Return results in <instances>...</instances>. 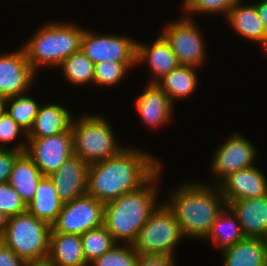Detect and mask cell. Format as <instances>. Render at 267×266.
<instances>
[{"label": "cell", "instance_id": "5bb4252c", "mask_svg": "<svg viewBox=\"0 0 267 266\" xmlns=\"http://www.w3.org/2000/svg\"><path fill=\"white\" fill-rule=\"evenodd\" d=\"M218 186L227 204L267 194V178L256 165L235 171Z\"/></svg>", "mask_w": 267, "mask_h": 266}, {"label": "cell", "instance_id": "d4e9b609", "mask_svg": "<svg viewBox=\"0 0 267 266\" xmlns=\"http://www.w3.org/2000/svg\"><path fill=\"white\" fill-rule=\"evenodd\" d=\"M197 69L194 66L179 65L158 80L156 84L168 95L173 103L176 100L188 98L198 86Z\"/></svg>", "mask_w": 267, "mask_h": 266}, {"label": "cell", "instance_id": "277c9868", "mask_svg": "<svg viewBox=\"0 0 267 266\" xmlns=\"http://www.w3.org/2000/svg\"><path fill=\"white\" fill-rule=\"evenodd\" d=\"M69 23V24H68ZM43 24L22 46L32 69L58 67L73 53L81 50L84 28L70 22Z\"/></svg>", "mask_w": 267, "mask_h": 266}, {"label": "cell", "instance_id": "d6986e66", "mask_svg": "<svg viewBox=\"0 0 267 266\" xmlns=\"http://www.w3.org/2000/svg\"><path fill=\"white\" fill-rule=\"evenodd\" d=\"M240 1L235 3L228 14L226 21L240 37L258 43L263 50L267 47V32L260 20L258 12L253 2L242 4Z\"/></svg>", "mask_w": 267, "mask_h": 266}, {"label": "cell", "instance_id": "f1b7e54d", "mask_svg": "<svg viewBox=\"0 0 267 266\" xmlns=\"http://www.w3.org/2000/svg\"><path fill=\"white\" fill-rule=\"evenodd\" d=\"M39 107V103L26 94L7 97L6 112L26 133L32 128Z\"/></svg>", "mask_w": 267, "mask_h": 266}, {"label": "cell", "instance_id": "3957f363", "mask_svg": "<svg viewBox=\"0 0 267 266\" xmlns=\"http://www.w3.org/2000/svg\"><path fill=\"white\" fill-rule=\"evenodd\" d=\"M162 169L138 190L104 204L103 225L117 243L133 244L141 227L159 206L157 187Z\"/></svg>", "mask_w": 267, "mask_h": 266}, {"label": "cell", "instance_id": "d590c367", "mask_svg": "<svg viewBox=\"0 0 267 266\" xmlns=\"http://www.w3.org/2000/svg\"><path fill=\"white\" fill-rule=\"evenodd\" d=\"M172 255H139L135 266H174Z\"/></svg>", "mask_w": 267, "mask_h": 266}, {"label": "cell", "instance_id": "484cf974", "mask_svg": "<svg viewBox=\"0 0 267 266\" xmlns=\"http://www.w3.org/2000/svg\"><path fill=\"white\" fill-rule=\"evenodd\" d=\"M244 238L239 220L233 211L226 206L216 217L205 239L211 240L218 249L223 250Z\"/></svg>", "mask_w": 267, "mask_h": 266}, {"label": "cell", "instance_id": "f546056e", "mask_svg": "<svg viewBox=\"0 0 267 266\" xmlns=\"http://www.w3.org/2000/svg\"><path fill=\"white\" fill-rule=\"evenodd\" d=\"M136 65V62L104 61L96 63L93 84L106 88L118 85L127 75L128 70Z\"/></svg>", "mask_w": 267, "mask_h": 266}, {"label": "cell", "instance_id": "44dd1931", "mask_svg": "<svg viewBox=\"0 0 267 266\" xmlns=\"http://www.w3.org/2000/svg\"><path fill=\"white\" fill-rule=\"evenodd\" d=\"M220 253L223 266H267L266 239L244 238Z\"/></svg>", "mask_w": 267, "mask_h": 266}, {"label": "cell", "instance_id": "836d02e7", "mask_svg": "<svg viewBox=\"0 0 267 266\" xmlns=\"http://www.w3.org/2000/svg\"><path fill=\"white\" fill-rule=\"evenodd\" d=\"M26 146L27 138H24V142L20 141L9 149H0V184L9 181L14 161L22 152H25Z\"/></svg>", "mask_w": 267, "mask_h": 266}, {"label": "cell", "instance_id": "74e56055", "mask_svg": "<svg viewBox=\"0 0 267 266\" xmlns=\"http://www.w3.org/2000/svg\"><path fill=\"white\" fill-rule=\"evenodd\" d=\"M256 7L260 20L263 22V25L267 32V0H259L258 2L253 3Z\"/></svg>", "mask_w": 267, "mask_h": 266}, {"label": "cell", "instance_id": "5b68a950", "mask_svg": "<svg viewBox=\"0 0 267 266\" xmlns=\"http://www.w3.org/2000/svg\"><path fill=\"white\" fill-rule=\"evenodd\" d=\"M70 128L74 154L87 164L111 158L125 148L120 147L112 125L103 115L91 113L82 115L80 119L72 118Z\"/></svg>", "mask_w": 267, "mask_h": 266}, {"label": "cell", "instance_id": "2e32d148", "mask_svg": "<svg viewBox=\"0 0 267 266\" xmlns=\"http://www.w3.org/2000/svg\"><path fill=\"white\" fill-rule=\"evenodd\" d=\"M135 107L141 122L154 129L164 127L174 116V103L156 83L145 86L144 91L135 99Z\"/></svg>", "mask_w": 267, "mask_h": 266}, {"label": "cell", "instance_id": "52a82bcc", "mask_svg": "<svg viewBox=\"0 0 267 266\" xmlns=\"http://www.w3.org/2000/svg\"><path fill=\"white\" fill-rule=\"evenodd\" d=\"M183 236L180 224L165 203L152 212L133 243L139 255H172Z\"/></svg>", "mask_w": 267, "mask_h": 266}, {"label": "cell", "instance_id": "4316f807", "mask_svg": "<svg viewBox=\"0 0 267 266\" xmlns=\"http://www.w3.org/2000/svg\"><path fill=\"white\" fill-rule=\"evenodd\" d=\"M94 63L83 53L82 50L73 53L65 59L61 67L65 79L73 85L93 84Z\"/></svg>", "mask_w": 267, "mask_h": 266}, {"label": "cell", "instance_id": "9c48e42d", "mask_svg": "<svg viewBox=\"0 0 267 266\" xmlns=\"http://www.w3.org/2000/svg\"><path fill=\"white\" fill-rule=\"evenodd\" d=\"M104 203L85 194L65 202L51 232L82 235L103 225Z\"/></svg>", "mask_w": 267, "mask_h": 266}, {"label": "cell", "instance_id": "6da1fadb", "mask_svg": "<svg viewBox=\"0 0 267 266\" xmlns=\"http://www.w3.org/2000/svg\"><path fill=\"white\" fill-rule=\"evenodd\" d=\"M162 166L158 157L125 147L111 158L89 164L87 194L108 203L144 186Z\"/></svg>", "mask_w": 267, "mask_h": 266}, {"label": "cell", "instance_id": "ac0fdd59", "mask_svg": "<svg viewBox=\"0 0 267 266\" xmlns=\"http://www.w3.org/2000/svg\"><path fill=\"white\" fill-rule=\"evenodd\" d=\"M239 220L245 238H267V194L227 204Z\"/></svg>", "mask_w": 267, "mask_h": 266}, {"label": "cell", "instance_id": "30bf717a", "mask_svg": "<svg viewBox=\"0 0 267 266\" xmlns=\"http://www.w3.org/2000/svg\"><path fill=\"white\" fill-rule=\"evenodd\" d=\"M257 152L249 139H246L239 132L232 133L214 150L210 167L216 178L211 184L219 185L235 171L255 166Z\"/></svg>", "mask_w": 267, "mask_h": 266}, {"label": "cell", "instance_id": "ffe728a7", "mask_svg": "<svg viewBox=\"0 0 267 266\" xmlns=\"http://www.w3.org/2000/svg\"><path fill=\"white\" fill-rule=\"evenodd\" d=\"M72 118L75 117L64 106L41 103L27 138H42L63 133L71 127Z\"/></svg>", "mask_w": 267, "mask_h": 266}, {"label": "cell", "instance_id": "7402d4cb", "mask_svg": "<svg viewBox=\"0 0 267 266\" xmlns=\"http://www.w3.org/2000/svg\"><path fill=\"white\" fill-rule=\"evenodd\" d=\"M43 176L27 153L22 152L14 161L8 183L28 205L33 200Z\"/></svg>", "mask_w": 267, "mask_h": 266}, {"label": "cell", "instance_id": "e0dca14e", "mask_svg": "<svg viewBox=\"0 0 267 266\" xmlns=\"http://www.w3.org/2000/svg\"><path fill=\"white\" fill-rule=\"evenodd\" d=\"M136 63H145L150 68L152 79L149 83H156L180 65L170 43L161 33L150 45L137 41Z\"/></svg>", "mask_w": 267, "mask_h": 266}, {"label": "cell", "instance_id": "d6a6232c", "mask_svg": "<svg viewBox=\"0 0 267 266\" xmlns=\"http://www.w3.org/2000/svg\"><path fill=\"white\" fill-rule=\"evenodd\" d=\"M0 212L9 217L27 212V205L8 183L0 184Z\"/></svg>", "mask_w": 267, "mask_h": 266}, {"label": "cell", "instance_id": "8992f818", "mask_svg": "<svg viewBox=\"0 0 267 266\" xmlns=\"http://www.w3.org/2000/svg\"><path fill=\"white\" fill-rule=\"evenodd\" d=\"M52 225L28 211L11 216L0 240L24 261L48 257Z\"/></svg>", "mask_w": 267, "mask_h": 266}, {"label": "cell", "instance_id": "83f0119b", "mask_svg": "<svg viewBox=\"0 0 267 266\" xmlns=\"http://www.w3.org/2000/svg\"><path fill=\"white\" fill-rule=\"evenodd\" d=\"M81 240L83 254L88 265L117 244L104 225L85 232L81 235Z\"/></svg>", "mask_w": 267, "mask_h": 266}, {"label": "cell", "instance_id": "8d00e7d4", "mask_svg": "<svg viewBox=\"0 0 267 266\" xmlns=\"http://www.w3.org/2000/svg\"><path fill=\"white\" fill-rule=\"evenodd\" d=\"M24 264L25 261L0 240V266H24Z\"/></svg>", "mask_w": 267, "mask_h": 266}, {"label": "cell", "instance_id": "8fae6325", "mask_svg": "<svg viewBox=\"0 0 267 266\" xmlns=\"http://www.w3.org/2000/svg\"><path fill=\"white\" fill-rule=\"evenodd\" d=\"M81 50L94 63L136 62L137 41L128 36L97 34L84 30Z\"/></svg>", "mask_w": 267, "mask_h": 266}, {"label": "cell", "instance_id": "4dcf8cb0", "mask_svg": "<svg viewBox=\"0 0 267 266\" xmlns=\"http://www.w3.org/2000/svg\"><path fill=\"white\" fill-rule=\"evenodd\" d=\"M119 245L117 243L89 266H135L139 254L133 244Z\"/></svg>", "mask_w": 267, "mask_h": 266}, {"label": "cell", "instance_id": "1f68e13d", "mask_svg": "<svg viewBox=\"0 0 267 266\" xmlns=\"http://www.w3.org/2000/svg\"><path fill=\"white\" fill-rule=\"evenodd\" d=\"M242 0H183V10L186 11V16L190 17L195 13L202 14H228L231 7ZM190 15V16H189Z\"/></svg>", "mask_w": 267, "mask_h": 266}, {"label": "cell", "instance_id": "f35d334b", "mask_svg": "<svg viewBox=\"0 0 267 266\" xmlns=\"http://www.w3.org/2000/svg\"><path fill=\"white\" fill-rule=\"evenodd\" d=\"M24 266H57L49 257L25 261Z\"/></svg>", "mask_w": 267, "mask_h": 266}, {"label": "cell", "instance_id": "60d3db41", "mask_svg": "<svg viewBox=\"0 0 267 266\" xmlns=\"http://www.w3.org/2000/svg\"><path fill=\"white\" fill-rule=\"evenodd\" d=\"M7 97L0 95V116L6 113Z\"/></svg>", "mask_w": 267, "mask_h": 266}, {"label": "cell", "instance_id": "603a6c76", "mask_svg": "<svg viewBox=\"0 0 267 266\" xmlns=\"http://www.w3.org/2000/svg\"><path fill=\"white\" fill-rule=\"evenodd\" d=\"M48 257L57 266H89L83 254L81 235L51 232Z\"/></svg>", "mask_w": 267, "mask_h": 266}, {"label": "cell", "instance_id": "e575fe53", "mask_svg": "<svg viewBox=\"0 0 267 266\" xmlns=\"http://www.w3.org/2000/svg\"><path fill=\"white\" fill-rule=\"evenodd\" d=\"M21 135L27 138V133L6 112L0 116V149H9L5 144L16 140Z\"/></svg>", "mask_w": 267, "mask_h": 266}, {"label": "cell", "instance_id": "7c38bea8", "mask_svg": "<svg viewBox=\"0 0 267 266\" xmlns=\"http://www.w3.org/2000/svg\"><path fill=\"white\" fill-rule=\"evenodd\" d=\"M25 152L39 171L49 176L74 155L72 130L69 128L63 133L42 138H27Z\"/></svg>", "mask_w": 267, "mask_h": 266}, {"label": "cell", "instance_id": "ab89813d", "mask_svg": "<svg viewBox=\"0 0 267 266\" xmlns=\"http://www.w3.org/2000/svg\"><path fill=\"white\" fill-rule=\"evenodd\" d=\"M9 216L3 212H0V238L4 235L8 222Z\"/></svg>", "mask_w": 267, "mask_h": 266}, {"label": "cell", "instance_id": "ba28073f", "mask_svg": "<svg viewBox=\"0 0 267 266\" xmlns=\"http://www.w3.org/2000/svg\"><path fill=\"white\" fill-rule=\"evenodd\" d=\"M161 34L170 43L180 65L202 67L206 61L203 34L193 18L183 16L163 26Z\"/></svg>", "mask_w": 267, "mask_h": 266}, {"label": "cell", "instance_id": "4fadbf2b", "mask_svg": "<svg viewBox=\"0 0 267 266\" xmlns=\"http://www.w3.org/2000/svg\"><path fill=\"white\" fill-rule=\"evenodd\" d=\"M36 75L23 47L11 53L0 54V95L11 97L27 94Z\"/></svg>", "mask_w": 267, "mask_h": 266}, {"label": "cell", "instance_id": "9a60e30c", "mask_svg": "<svg viewBox=\"0 0 267 266\" xmlns=\"http://www.w3.org/2000/svg\"><path fill=\"white\" fill-rule=\"evenodd\" d=\"M88 168L89 164L74 154L49 175L64 203L87 194Z\"/></svg>", "mask_w": 267, "mask_h": 266}, {"label": "cell", "instance_id": "cb8c5ba5", "mask_svg": "<svg viewBox=\"0 0 267 266\" xmlns=\"http://www.w3.org/2000/svg\"><path fill=\"white\" fill-rule=\"evenodd\" d=\"M63 204L50 177L43 176L33 200L27 205V211L37 219L52 225L58 218Z\"/></svg>", "mask_w": 267, "mask_h": 266}, {"label": "cell", "instance_id": "7a4b0ae2", "mask_svg": "<svg viewBox=\"0 0 267 266\" xmlns=\"http://www.w3.org/2000/svg\"><path fill=\"white\" fill-rule=\"evenodd\" d=\"M168 195L164 203L173 212L185 239H205L227 206L220 187L205 182L187 181Z\"/></svg>", "mask_w": 267, "mask_h": 266}]
</instances>
